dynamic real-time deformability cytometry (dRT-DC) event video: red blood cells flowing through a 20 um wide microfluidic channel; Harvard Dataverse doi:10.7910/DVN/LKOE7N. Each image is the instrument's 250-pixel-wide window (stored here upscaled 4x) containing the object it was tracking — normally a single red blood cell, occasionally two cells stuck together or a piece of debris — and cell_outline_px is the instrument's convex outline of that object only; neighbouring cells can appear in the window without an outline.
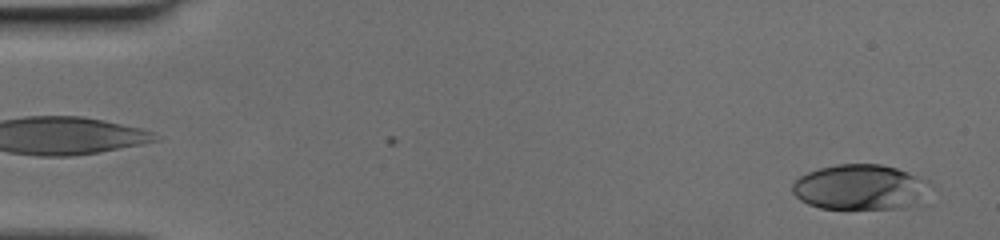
{"species": "human", "species_latin": "Homo sapiens", "temperature_condition": "cold", "stored_images_in_passage": 41, "camera_frame_rate_fps": 3000, "um_per_image_px": 0.085, "donor": {"sex": "female"}, "frame": {"image": 1, "passage_image": 2, "time_ms": 0.333, "image_size_px": [1000, 240], "cell_outline_px": [[916, 204], [904, 208], [820, 208], [808, 204], [800, 200], [792, 192], [792, 184], [800, 176], [808, 172], [820, 168], [836, 164], [880, 164], [896, 168], [916, 176]], "centroid_in_image_um": [72.83, 15.9], "position_along_channel_um": 12.2, "area_um2": 34.39}}
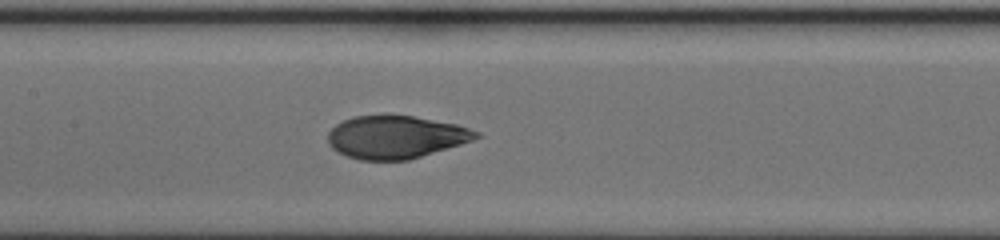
{"frame": {"image": 2, "passage_image": 24, "time_ms": 7.667, "image_size_px": [1000, 240], "cell_outline_px": [[480, 136], [472, 140], [460, 144], [408, 160], [360, 160], [336, 152], [328, 144], [328, 132], [336, 124], [352, 116], [412, 116], [456, 124], [480, 132]], "centroid_in_image_um": [33.6, 11.66], "position_along_channel_um": 173.8, "area_um2": 36.59}}
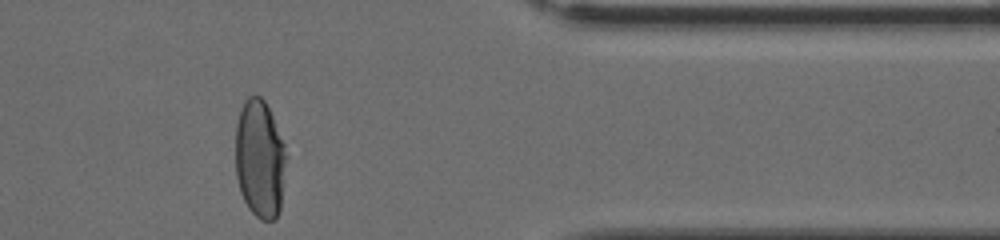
{"frame": {"image": 3, "passage_image": 41, "time_ms": 13.333, "image_size_px": [1000, 240], "cell_outline_px": [[288, 156], [280, 208], [276, 220], [260, 220], [248, 208], [240, 192], [236, 176], [236, 124], [244, 100], [248, 96], [260, 96], [264, 100], [272, 116], [284, 144]], "centroid_in_image_um": [22.1, 13.54], "position_along_channel_um": 389.3, "area_um2": 35.26}}